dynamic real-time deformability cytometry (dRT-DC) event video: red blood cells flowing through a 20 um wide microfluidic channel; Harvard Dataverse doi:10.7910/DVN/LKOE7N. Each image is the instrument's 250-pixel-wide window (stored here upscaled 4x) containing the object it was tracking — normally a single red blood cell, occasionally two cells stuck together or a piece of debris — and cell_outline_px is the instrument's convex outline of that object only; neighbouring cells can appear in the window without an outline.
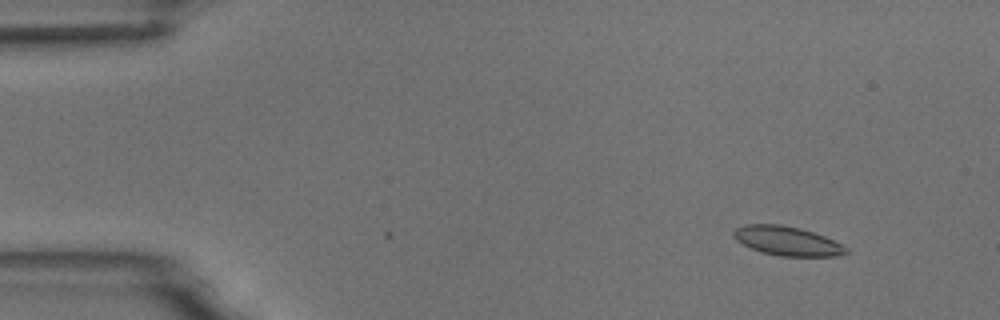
{"species": "common noctule bat (a hibernating species)", "species_latin": "Nyctalus noctula", "temperature_condition": "room temperature", "stored_images_in_passage": 2, "camera_frame_rate_fps": 3000, "um_per_image_px": 0.085, "animal": {"sex": "male", "body_mass_g": 18.8}, "frame": {"image": 1, "passage_image": 2, "time_ms": 1.333, "image_size_px": [1000, 320], "cell_outline_px": [[848, 252], [836, 256], [780, 256], [760, 252], [736, 240], [732, 236], [732, 232], [736, 228], [744, 224], [780, 224], [800, 228], [824, 236], [848, 248]], "centroid_in_image_um": [66.87, 20.47], "position_along_channel_um": 18.1, "area_um2": 19.02}}